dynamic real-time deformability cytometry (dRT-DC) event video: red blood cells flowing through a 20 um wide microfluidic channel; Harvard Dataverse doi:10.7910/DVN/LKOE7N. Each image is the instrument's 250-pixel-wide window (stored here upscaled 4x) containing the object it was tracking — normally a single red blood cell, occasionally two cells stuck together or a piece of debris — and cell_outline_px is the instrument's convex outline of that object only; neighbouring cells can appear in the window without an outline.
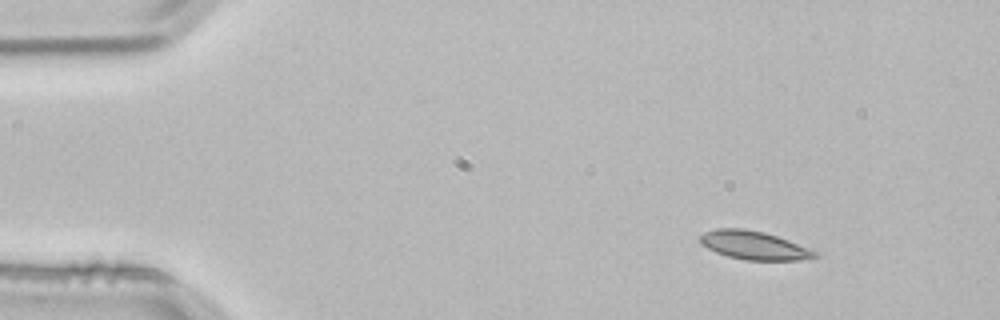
{"species": "common noctule bat (a hibernating species)", "species_latin": "Nyctalus noctula", "temperature_condition": "room temperature", "stored_images_in_passage": 2, "camera_frame_rate_fps": 3000, "um_per_image_px": 0.085, "animal": {"sex": "male", "body_mass_g": 21.5, "forearm_length_mm": 52.0}, "frame": {"image": 1, "passage_image": 1, "time_ms": 0.0, "image_size_px": [1000, 320], "cell_outline_px": [[820, 256], [808, 260], [744, 260], [728, 256], [716, 252], [700, 244], [700, 236], [704, 232], [716, 228], [740, 228], [764, 232], [788, 240], [820, 252]], "centroid_in_image_um": [64.13, 20.86], "position_along_channel_um": 20.9, "area_um2": 19.19}}
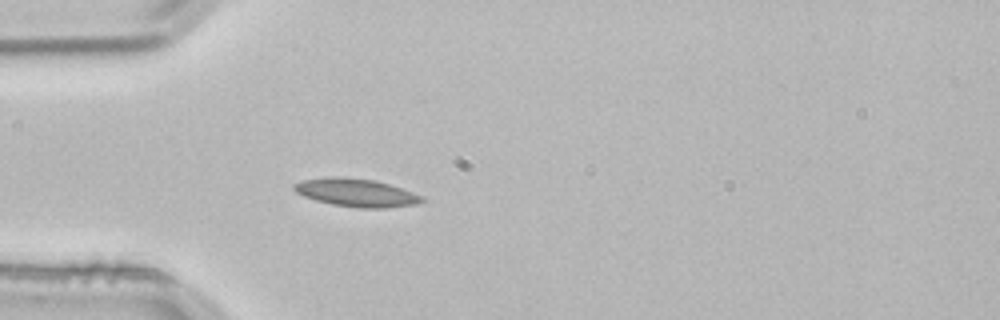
{"frame": {"image": 2, "passage_image": 2, "time_ms": 0.333, "image_size_px": [1000, 320], "cell_outline_px": [[424, 200], [416, 204], [384, 208], [356, 208], [332, 204], [316, 200], [304, 196], [296, 192], [292, 188], [292, 184], [300, 180], [332, 176], [336, 176], [372, 180], [388, 184], [424, 196]], "centroid_in_image_um": [30.23, 16.37], "position_along_channel_um": 54.8, "area_um2": 20.81}}